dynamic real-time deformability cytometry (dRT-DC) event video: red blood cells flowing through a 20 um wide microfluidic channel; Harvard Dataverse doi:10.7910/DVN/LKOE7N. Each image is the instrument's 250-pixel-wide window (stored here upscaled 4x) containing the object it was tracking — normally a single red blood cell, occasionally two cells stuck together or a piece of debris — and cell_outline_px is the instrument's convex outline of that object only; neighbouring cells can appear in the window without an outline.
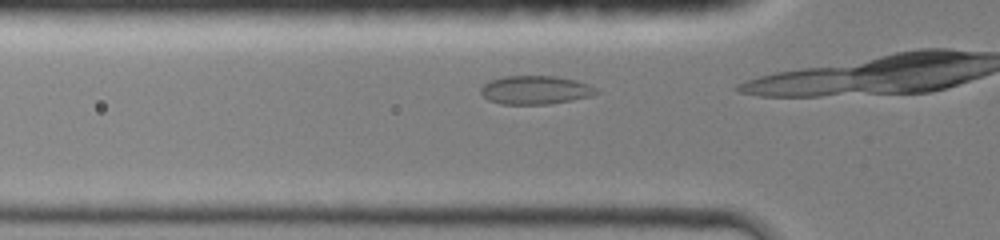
{"species": "common noctule bat (a hibernating species)", "species_latin": "Nyctalus noctula", "temperature_condition": "room temperature", "stored_images_in_passage": 7, "camera_frame_rate_fps": 3000, "um_per_image_px": 0.085, "animal": {"sex": "female", "body_mass_g": 19.0, "forearm_length_mm": 51.5}, "frame": {"image": 1, "passage_image": 5, "time_ms": 1.333, "image_size_px": [1000, 240], "cell_outline_px": [[600, 92], [592, 96], [572, 100], [548, 104], [500, 104], [488, 100], [480, 92], [480, 88], [488, 80], [504, 76], [556, 76], [576, 80], [588, 84], [596, 88]], "centroid_in_image_um": [45.5, 7.65], "position_along_channel_um": 80.3, "area_um2": 19.36}}